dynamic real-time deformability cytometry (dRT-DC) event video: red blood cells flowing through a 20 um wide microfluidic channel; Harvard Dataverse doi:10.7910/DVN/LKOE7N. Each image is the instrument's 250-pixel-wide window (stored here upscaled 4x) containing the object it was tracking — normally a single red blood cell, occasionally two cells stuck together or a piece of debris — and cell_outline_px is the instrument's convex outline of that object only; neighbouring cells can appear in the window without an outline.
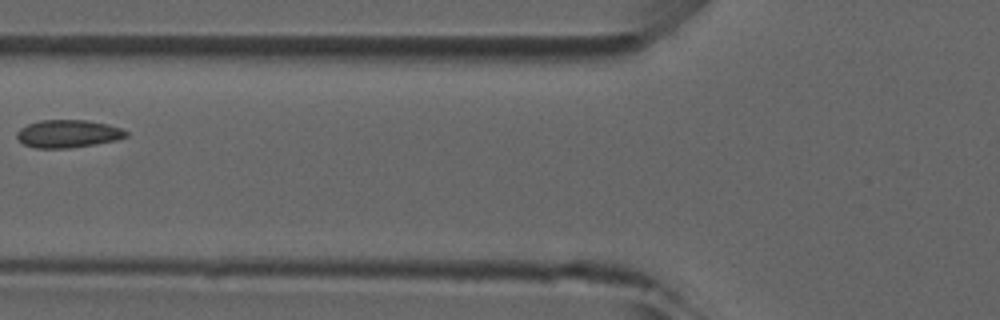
{"species": "common noctule bat (a hibernating species)", "species_latin": "Nyctalus noctula", "temperature_condition": "room temperature", "stored_images_in_passage": 5, "camera_frame_rate_fps": 3000, "um_per_image_px": 0.085, "animal": {"sex": "male", "forearm_length_mm": 52.5}, "frame": {"image": 1, "passage_image": 5, "time_ms": 4.333, "image_size_px": [1000, 320], "cell_outline_px": [[128, 136], [116, 140], [68, 148], [36, 148], [24, 144], [16, 136], [16, 132], [20, 128], [28, 124], [40, 120], [88, 120], [108, 124], [120, 128], [128, 132]], "centroid_in_image_um": [5.77, 11.36], "position_along_channel_um": 120.0, "area_um2": 17.57}}